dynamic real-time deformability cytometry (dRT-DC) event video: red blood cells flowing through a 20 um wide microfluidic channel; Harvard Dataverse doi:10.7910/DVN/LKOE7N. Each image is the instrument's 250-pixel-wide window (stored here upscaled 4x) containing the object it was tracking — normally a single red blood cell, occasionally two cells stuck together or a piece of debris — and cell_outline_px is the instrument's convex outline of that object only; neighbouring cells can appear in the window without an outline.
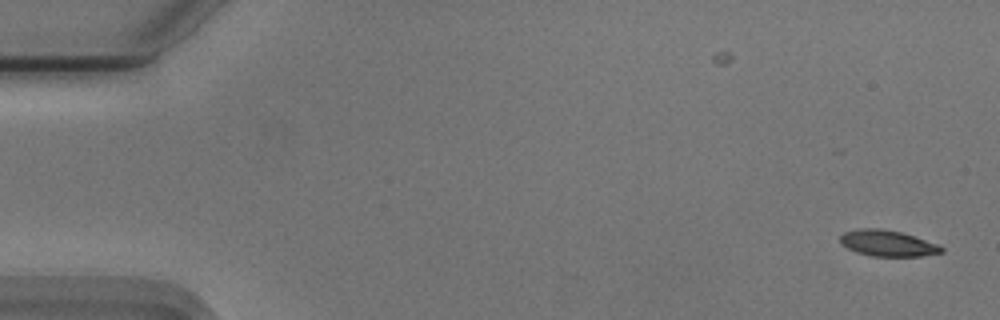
{"species": "Egyptian fruit bat (a non-hibernating species)", "species_latin": "Rousettus aegyptiacus", "temperature_condition": "cold", "stored_images_in_passage": 54, "camera_frame_rate_fps": 3000, "um_per_image_px": 0.085, "animal": {"sex": "male"}, "frame": {"image": 1, "passage_image": 1, "time_ms": 0.0, "image_size_px": [1000, 320], "cell_outline_px": [[944, 252], [920, 256], [872, 256], [856, 252], [840, 244], [840, 236], [844, 232], [860, 228], [880, 228], [900, 232], [936, 244], [944, 248]], "centroid_in_image_um": [75.4, 20.68], "position_along_channel_um": 9.6, "area_um2": 15.2}}
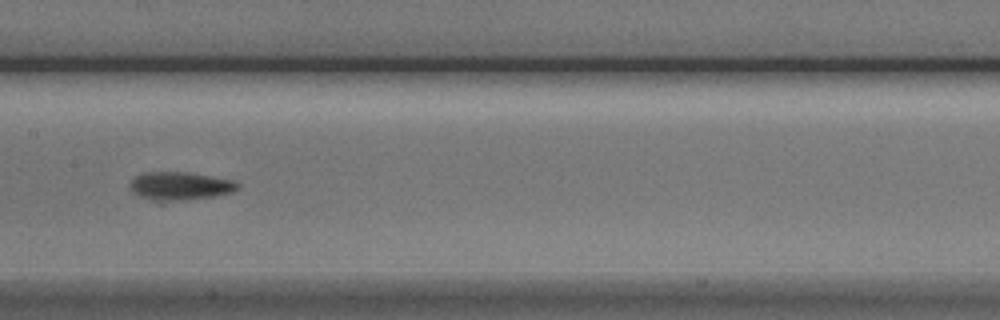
{"frame": {"image": 2, "passage_image": 27, "time_ms": 8.667, "image_size_px": [1000, 320], "cell_outline_px": [[240, 188], [232, 192], [216, 196], [160, 204], [156, 204], [132, 192], [128, 188], [128, 184], [136, 176], [144, 172], [188, 172], [236, 180], [240, 184]], "centroid_in_image_um": [15.28, 15.85], "position_along_channel_um": 192.1, "area_um2": 18.61}}
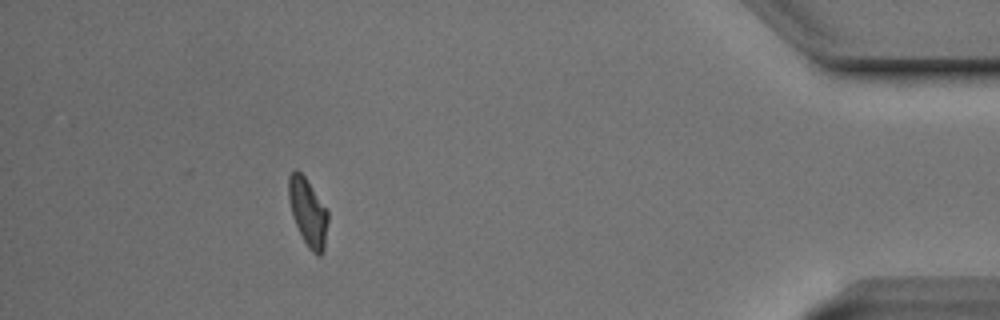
{"frame": {"image": 3, "passage_image": 49, "time_ms": 16.0, "image_size_px": [1000, 320], "cell_outline_px": [[328, 220], [324, 252], [320, 256], [316, 256], [308, 248], [292, 216], [288, 200], [288, 176], [296, 168], [304, 176], [328, 208]], "centroid_in_image_um": [26.19, 18.04], "position_along_channel_um": 409.0, "area_um2": 15.78}, "authors_computed_cell_mechanics": {"area_um2": 16.3574, "velocity_mm_per_s": 3.7254, "shape_relaxation_time_tau1_ms": 3.8719, "shape_relaxation_time_tau2_ms": 3.2247, "deformation_change_tau1": 0.1421, "deformation_change_tau2": 0.0902}}